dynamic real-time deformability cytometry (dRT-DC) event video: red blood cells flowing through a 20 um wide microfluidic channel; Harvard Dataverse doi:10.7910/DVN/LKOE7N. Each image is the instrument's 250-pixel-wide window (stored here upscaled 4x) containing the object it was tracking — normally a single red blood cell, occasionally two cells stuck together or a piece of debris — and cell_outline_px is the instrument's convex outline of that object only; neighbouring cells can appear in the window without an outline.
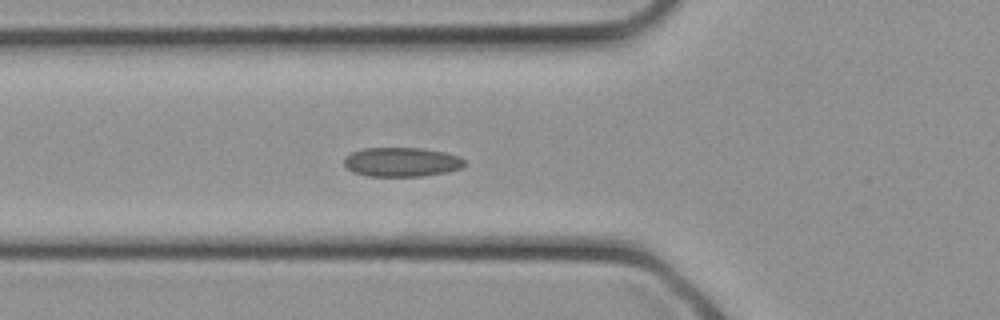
{"species": "common noctule bat (a hibernating species)", "species_latin": "Nyctalus noctula", "temperature_condition": "cold", "stored_images_in_passage": 8, "camera_frame_rate_fps": 3000, "um_per_image_px": 0.085, "animal": {"sex": "female", "body_mass_g": 21.9}, "frame": {"image": 1, "passage_image": 2, "time_ms": 0.333, "image_size_px": [1000, 320], "cell_outline_px": [[464, 164], [460, 168], [444, 172], [424, 176], [368, 176], [352, 172], [344, 164], [344, 156], [352, 152], [364, 148], [424, 148], [444, 152], [460, 156], [464, 160]], "centroid_in_image_um": [34.11, 13.76], "position_along_channel_um": 91.7, "area_um2": 20.52}}
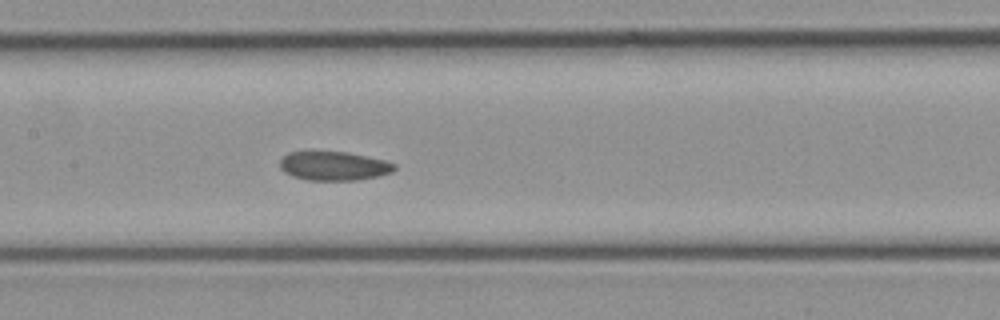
{"frame": {"image": 2, "passage_image": 6, "time_ms": 1.667, "image_size_px": [1000, 320], "cell_outline_px": [[396, 168], [392, 172], [376, 176], [356, 180], [308, 180], [292, 176], [284, 172], [280, 168], [280, 160], [288, 152], [348, 152], [384, 160], [396, 164]], "centroid_in_image_um": [28.36, 14.11], "position_along_channel_um": 179.0, "area_um2": 19.19}}
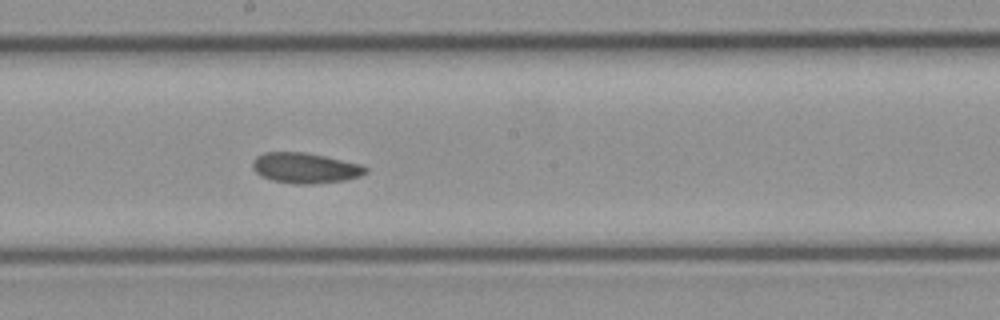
{"frame": {"image": 3, "passage_image": 8, "time_ms": 2.333, "image_size_px": [1000, 320], "cell_outline_px": [[368, 172], [360, 176], [344, 180], [312, 184], [296, 184], [272, 180], [256, 172], [252, 168], [252, 160], [256, 156], [264, 152], [304, 152], [324, 156], [360, 164], [368, 168]], "centroid_in_image_um": [25.93, 14.27], "position_along_channel_um": 222.3, "area_um2": 19.94}}